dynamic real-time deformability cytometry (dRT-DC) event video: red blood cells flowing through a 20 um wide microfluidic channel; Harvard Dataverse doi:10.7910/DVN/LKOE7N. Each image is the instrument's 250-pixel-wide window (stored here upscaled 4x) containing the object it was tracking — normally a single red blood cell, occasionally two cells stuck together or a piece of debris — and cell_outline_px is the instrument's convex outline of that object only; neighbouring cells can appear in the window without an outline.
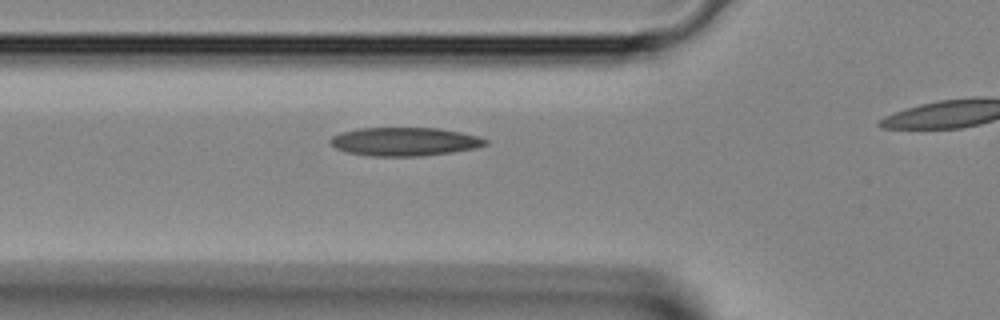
{"species": "Egyptian fruit bat (a non-hibernating species)", "species_latin": "Rousettus aegyptiacus", "temperature_condition": "room temperature", "stored_images_in_passage": 15, "camera_frame_rate_fps": 3000, "um_per_image_px": 0.085, "animal": {"sex": "female"}, "frame": {"image": 1, "passage_image": 9, "time_ms": 2.667, "image_size_px": [1000, 320], "cell_outline_px": [[488, 144], [476, 148], [452, 152], [424, 156], [372, 156], [344, 152], [336, 148], [328, 140], [332, 136], [340, 132], [360, 128], [440, 128], [480, 136], [488, 140]], "centroid_in_image_um": [34.4, 12.04], "position_along_channel_um": 91.4, "area_um2": 25.95}}
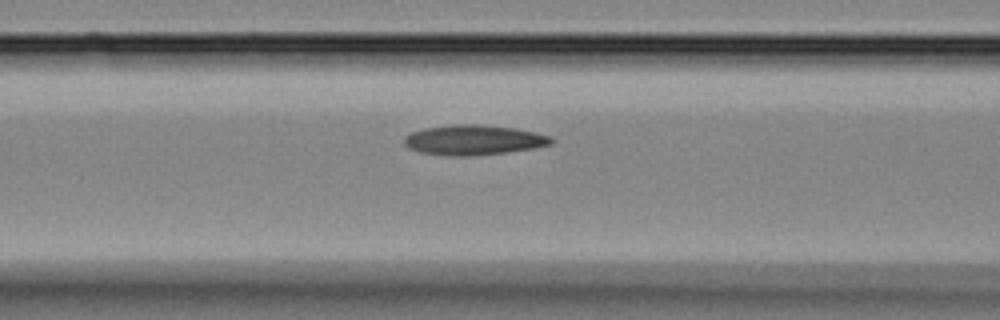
{"frame": {"image": 2, "passage_image": 11, "time_ms": 3.333, "image_size_px": [1000, 320], "cell_outline_px": [[556, 140], [552, 144], [532, 148], [504, 152], [468, 156], [452, 156], [420, 152], [408, 148], [404, 144], [404, 136], [412, 132], [424, 128], [448, 124], [476, 124], [516, 128], [536, 132], [552, 136]], "centroid_in_image_um": [40.26, 11.88], "position_along_channel_um": 126.3, "area_um2": 25.84}}
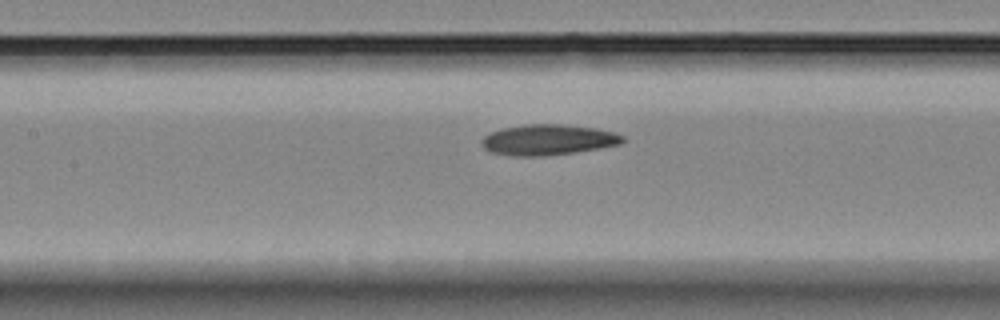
{"frame": {"image": 3, "passage_image": 13, "time_ms": 4.0, "image_size_px": [1000, 320], "cell_outline_px": [[624, 140], [620, 144], [600, 148], [572, 152], [540, 156], [512, 156], [492, 152], [484, 148], [480, 144], [480, 140], [488, 132], [504, 128], [524, 124], [564, 124], [596, 128], [612, 132], [624, 136]], "centroid_in_image_um": [46.54, 11.87], "position_along_channel_um": 160.9, "area_um2": 25.14}}